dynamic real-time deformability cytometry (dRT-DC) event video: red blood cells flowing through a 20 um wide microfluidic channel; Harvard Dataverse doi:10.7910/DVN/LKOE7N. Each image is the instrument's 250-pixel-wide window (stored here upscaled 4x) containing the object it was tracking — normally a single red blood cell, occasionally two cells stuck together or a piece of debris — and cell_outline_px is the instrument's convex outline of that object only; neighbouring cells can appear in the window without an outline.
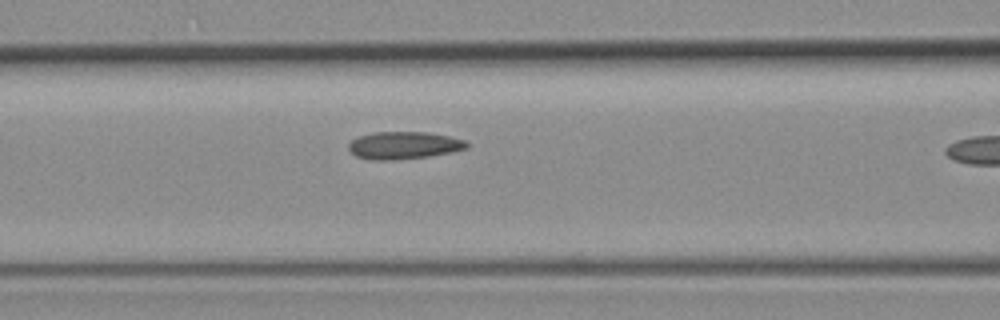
{"species": "common noctule bat (a hibernating species)", "species_latin": "Nyctalus noctula", "temperature_condition": "room temperature", "stored_images_in_passage": 11, "camera_frame_rate_fps": 3000, "um_per_image_px": 0.085, "animal": {"sex": "female", "body_mass_g": 19.3, "forearm_length_mm": 54.1}, "frame": {"image": 1, "passage_image": 10, "time_ms": 3.0, "image_size_px": [1000, 320], "cell_outline_px": [[468, 148], [452, 152], [428, 156], [396, 160], [372, 160], [356, 156], [348, 148], [348, 144], [352, 140], [360, 136], [372, 132], [428, 132], [448, 136], [464, 140], [468, 144]], "centroid_in_image_um": [34.32, 12.35], "position_along_channel_um": 132.3, "area_um2": 18.84}}